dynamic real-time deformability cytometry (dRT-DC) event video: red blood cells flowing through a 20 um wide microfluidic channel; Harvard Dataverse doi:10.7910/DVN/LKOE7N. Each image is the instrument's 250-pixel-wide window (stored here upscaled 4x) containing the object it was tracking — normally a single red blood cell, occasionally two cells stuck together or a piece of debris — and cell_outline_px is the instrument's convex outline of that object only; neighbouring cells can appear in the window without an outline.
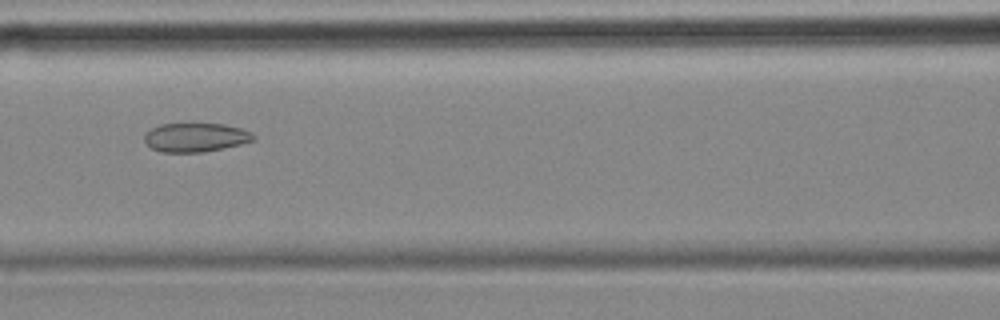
{"species": "common noctule bat (a hibernating species)", "species_latin": "Nyctalus noctula", "temperature_condition": "cold", "stored_images_in_passage": 56, "camera_frame_rate_fps": 3000, "um_per_image_px": 0.085, "animal": {"sex": "female", "body_mass_g": 18.4}, "frame": {"image": 1, "passage_image": 24, "time_ms": 7.667, "image_size_px": [1000, 320], "cell_outline_px": [[256, 136], [252, 140], [240, 144], [204, 152], [160, 152], [152, 148], [144, 140], [144, 136], [152, 128], [160, 124], [224, 124], [240, 128], [252, 132]], "centroid_in_image_um": [16.63, 11.68], "position_along_channel_um": 150.0, "area_um2": 18.15}}
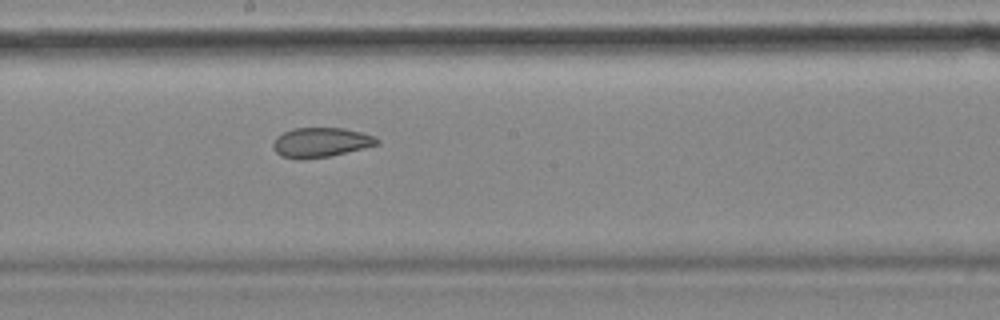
{"frame": {"image": 2, "passage_image": 30, "time_ms": 9.667, "image_size_px": [1000, 320], "cell_outline_px": [[380, 144], [328, 156], [300, 160], [280, 156], [272, 148], [272, 140], [276, 136], [292, 128], [344, 128], [376, 136], [380, 140]], "centroid_in_image_um": [27.23, 12.1], "position_along_channel_um": 221.0, "area_um2": 18.09}}
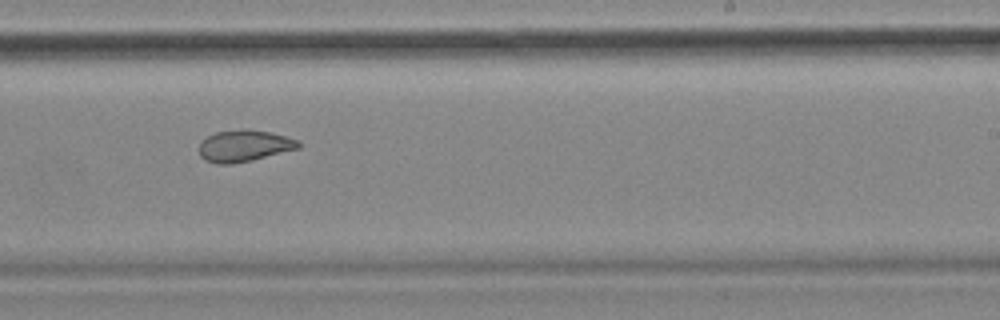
{"frame": {"image": 3, "passage_image": 34, "time_ms": 11.0, "image_size_px": [1000, 320], "cell_outline_px": [[300, 148], [252, 160], [232, 164], [216, 164], [204, 160], [200, 156], [200, 140], [216, 132], [272, 132], [300, 140]], "centroid_in_image_um": [20.76, 12.45], "position_along_channel_um": 268.2, "area_um2": 17.74}, "authors_computed_cell_mechanics": {"area_um2": 22.8021, "velocity_mm_per_s": 3.5643, "shape_relaxation_time_tau1_ms": null, "shape_relaxation_time_tau2_ms": 2.0993, "deformation_change_tau1": null, "deformation_change_tau2": 0.0774}}